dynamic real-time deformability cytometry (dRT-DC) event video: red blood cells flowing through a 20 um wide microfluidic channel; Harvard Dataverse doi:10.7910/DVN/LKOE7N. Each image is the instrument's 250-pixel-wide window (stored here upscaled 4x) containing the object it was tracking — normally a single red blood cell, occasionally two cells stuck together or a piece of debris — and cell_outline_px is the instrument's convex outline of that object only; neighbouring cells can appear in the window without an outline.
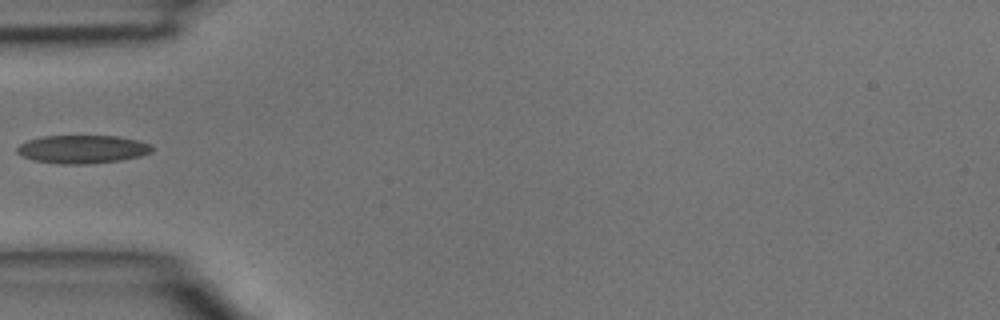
{"species": "common noctule bat (a hibernating species)", "species_latin": "Nyctalus noctula", "temperature_condition": "room temperature", "stored_images_in_passage": 3, "camera_frame_rate_fps": 3000, "um_per_image_px": 0.085, "animal": {"sex": "male", "body_mass_g": 15.6}, "frame": {"image": 1, "passage_image": 3, "time_ms": 0.667, "image_size_px": [1000, 320], "cell_outline_px": [[152, 152], [140, 156], [120, 160], [88, 164], [60, 164], [36, 160], [20, 156], [16, 152], [16, 148], [20, 144], [28, 140], [44, 136], [116, 136], [136, 140], [148, 144], [152, 148]], "centroid_in_image_um": [6.97, 12.69], "position_along_channel_um": 78.0, "area_um2": 22.02}}